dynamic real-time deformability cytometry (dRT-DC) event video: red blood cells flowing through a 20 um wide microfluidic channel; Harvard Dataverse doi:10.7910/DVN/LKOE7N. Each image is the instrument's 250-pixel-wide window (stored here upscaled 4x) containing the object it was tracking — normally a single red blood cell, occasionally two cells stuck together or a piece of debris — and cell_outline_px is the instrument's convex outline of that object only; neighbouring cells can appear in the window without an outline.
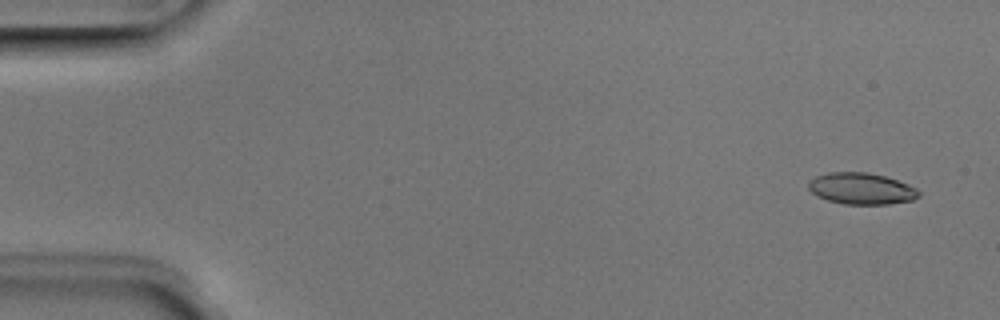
{"species": "Egyptian fruit bat (a non-hibernating species)", "species_latin": "Rousettus aegyptiacus", "temperature_condition": "room temperature", "stored_images_in_passage": 5, "camera_frame_rate_fps": 3000, "um_per_image_px": 0.085, "animal": {"sex": "male"}, "frame": {"image": 1, "passage_image": 1, "time_ms": 0.0, "image_size_px": [1000, 320], "cell_outline_px": [[920, 196], [912, 200], [888, 204], [844, 204], [828, 200], [816, 196], [808, 188], [808, 184], [816, 176], [828, 172], [868, 172], [884, 176], [908, 184], [916, 188], [920, 192]], "centroid_in_image_um": [73.22, 16.03], "position_along_channel_um": 11.8, "area_um2": 20.17}}
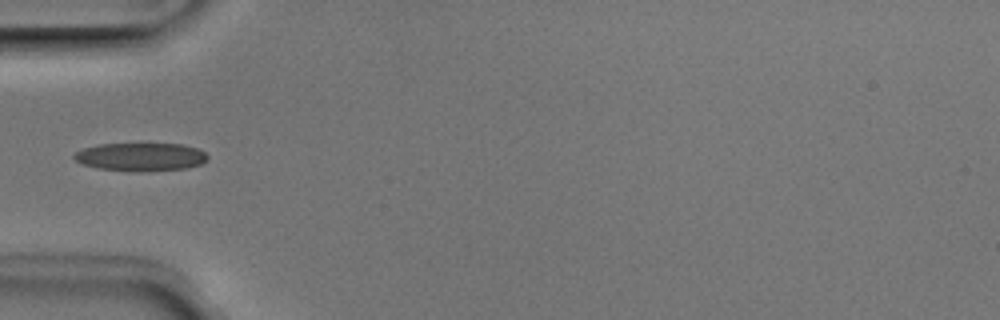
{"frame": {"image": 2, "passage_image": 5, "time_ms": 1.333, "image_size_px": [1000, 320], "cell_outline_px": [[208, 160], [200, 164], [184, 168], [140, 172], [136, 172], [96, 168], [84, 164], [76, 160], [72, 156], [76, 152], [84, 148], [100, 144], [180, 144], [196, 148], [204, 152], [208, 156]], "centroid_in_image_um": [11.95, 13.34], "position_along_channel_um": 73.0, "area_um2": 21.79}}